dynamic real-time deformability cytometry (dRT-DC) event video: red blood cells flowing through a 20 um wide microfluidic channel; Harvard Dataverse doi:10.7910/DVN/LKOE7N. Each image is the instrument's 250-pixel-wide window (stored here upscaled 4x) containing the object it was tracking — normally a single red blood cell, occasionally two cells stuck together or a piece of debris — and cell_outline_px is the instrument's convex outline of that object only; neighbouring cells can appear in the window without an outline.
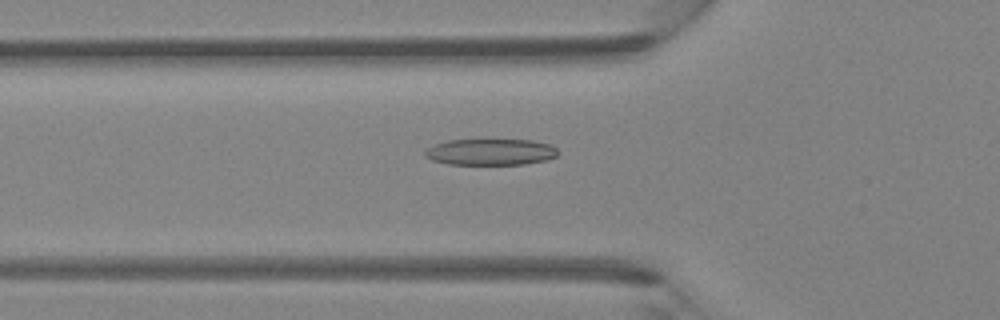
{"species": "Egyptian fruit bat (a non-hibernating species)", "species_latin": "Rousettus aegyptiacus", "temperature_condition": "room temperature", "stored_images_in_passage": 46, "camera_frame_rate_fps": 3000, "um_per_image_px": 0.085, "animal": {"sex": "female"}, "frame": {"image": 1, "passage_image": 16, "time_ms": 5.0, "image_size_px": [1000, 320], "cell_outline_px": [[560, 152], [556, 156], [548, 160], [524, 164], [448, 164], [432, 160], [424, 156], [424, 152], [428, 148], [436, 144], [448, 140], [532, 140], [548, 144], [556, 148]], "centroid_in_image_um": [41.72, 12.92], "position_along_channel_um": 84.1, "area_um2": 20.35}}
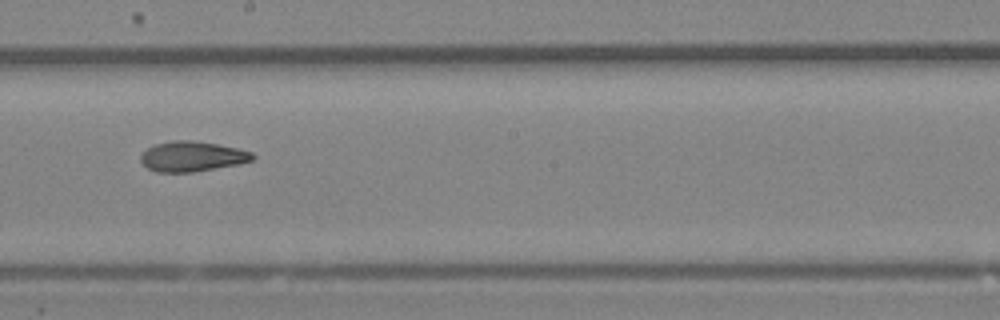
{"frame": {"image": 2, "passage_image": 26, "time_ms": 8.333, "image_size_px": [1000, 320], "cell_outline_px": [[256, 156], [252, 160], [240, 164], [192, 172], [156, 172], [148, 168], [140, 160], [140, 156], [148, 148], [156, 144], [172, 140], [192, 140], [216, 144], [236, 148], [252, 152]], "centroid_in_image_um": [16.34, 13.3], "position_along_channel_um": 231.9, "area_um2": 19.54}}
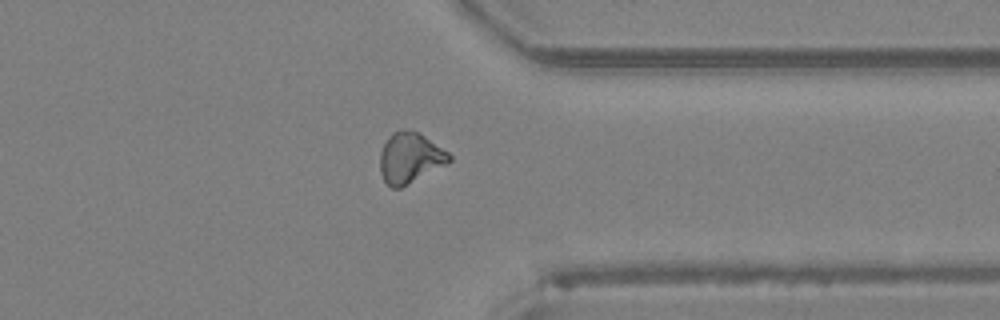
{"frame": {"image": 3, "passage_image": 36, "time_ms": 11.667, "image_size_px": [1000, 320], "cell_outline_px": [[452, 160], [448, 164], [400, 188], [392, 188], [384, 180], [380, 172], [380, 152], [388, 136], [392, 132], [400, 128], [404, 128], [420, 132], [448, 152], [452, 156]], "centroid_in_image_um": [34.86, 13.39], "position_along_channel_um": 376.5, "area_um2": 20.69}}